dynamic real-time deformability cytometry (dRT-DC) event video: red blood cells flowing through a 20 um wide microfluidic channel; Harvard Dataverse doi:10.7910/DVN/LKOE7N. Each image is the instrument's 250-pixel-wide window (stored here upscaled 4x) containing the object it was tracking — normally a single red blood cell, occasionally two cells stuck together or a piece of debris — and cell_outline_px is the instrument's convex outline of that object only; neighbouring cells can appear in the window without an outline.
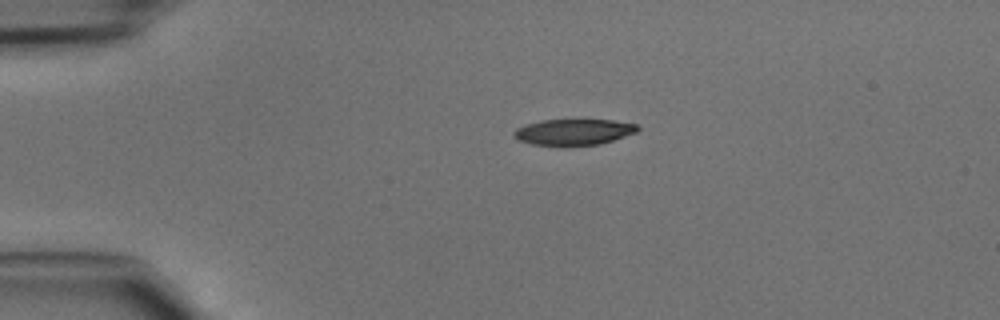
{"species": "common noctule bat (a hibernating species)", "species_latin": "Nyctalus noctula", "temperature_condition": "cold", "stored_images_in_passage": 37, "camera_frame_rate_fps": 3000, "um_per_image_px": 0.085, "animal": {"sex": "male", "body_mass_g": 15.6}, "frame": {"image": 1, "passage_image": 1, "time_ms": 0.0, "image_size_px": [1000, 320], "cell_outline_px": [[640, 128], [636, 132], [600, 144], [564, 148], [532, 144], [520, 140], [512, 136], [512, 132], [516, 128], [524, 124], [540, 120], [612, 120], [636, 124]], "centroid_in_image_um": [48.69, 11.25], "position_along_channel_um": 36.3, "area_um2": 19.31}}
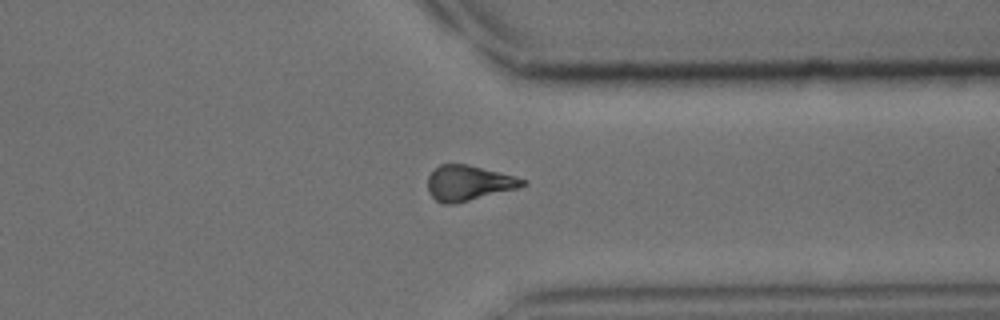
{"frame": {"image": 2, "passage_image": 27, "time_ms": 8.667, "image_size_px": [1000, 320], "cell_outline_px": [[528, 184], [516, 188], [456, 204], [440, 204], [428, 192], [428, 176], [440, 164], [468, 164], [528, 180]], "centroid_in_image_um": [39.81, 15.56], "position_along_channel_um": 371.6, "area_um2": 19.36}}
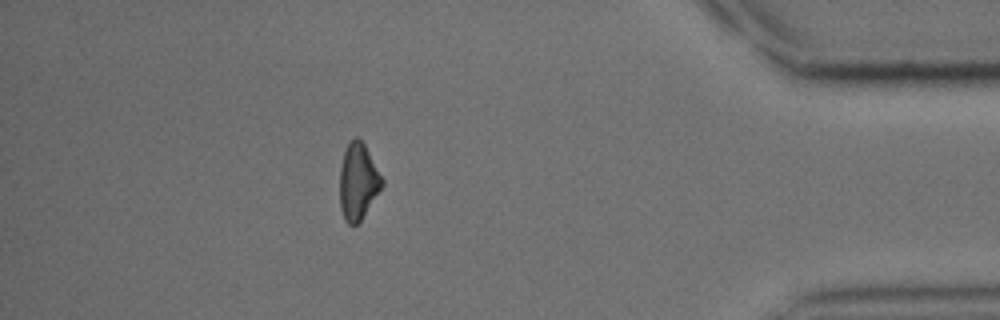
{"frame": {"image": 3, "passage_image": 32, "time_ms": 10.333, "image_size_px": [1000, 320], "cell_outline_px": [[384, 184], [360, 220], [356, 224], [348, 224], [344, 220], [340, 208], [340, 168], [344, 152], [348, 144], [356, 136], [364, 144], [384, 180]], "centroid_in_image_um": [30.43, 15.44], "position_along_channel_um": 404.8, "area_um2": 18.5}}